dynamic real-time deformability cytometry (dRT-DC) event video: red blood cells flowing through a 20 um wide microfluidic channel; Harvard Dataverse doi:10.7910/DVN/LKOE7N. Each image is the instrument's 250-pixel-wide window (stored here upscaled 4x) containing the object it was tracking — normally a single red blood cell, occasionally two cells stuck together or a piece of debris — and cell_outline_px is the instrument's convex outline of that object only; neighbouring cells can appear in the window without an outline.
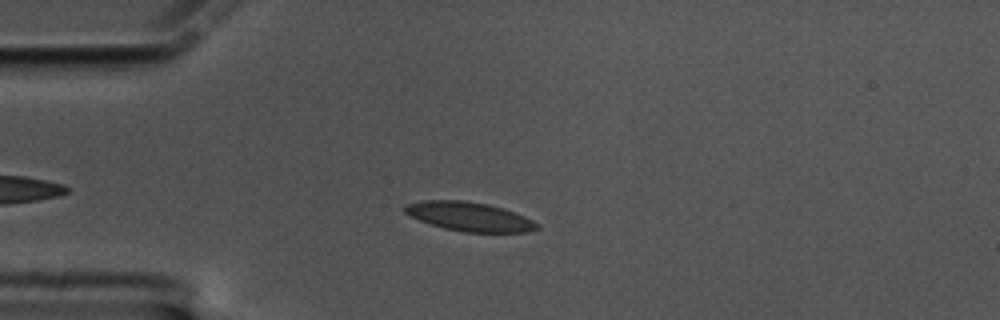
{"species": "common noctule bat (a hibernating species)", "species_latin": "Nyctalus noctula", "temperature_condition": "cold", "stored_images_in_passage": 45, "camera_frame_rate_fps": 3000, "um_per_image_px": 0.085, "animal": {"sex": "male", "body_mass_g": 17.5, "forearm_length_mm": 52.3}, "frame": {"image": 1, "passage_image": 9, "time_ms": 2.667, "image_size_px": [1000, 320], "cell_outline_px": [[540, 228], [528, 232], [464, 232], [444, 228], [428, 224], [404, 212], [404, 204], [424, 200], [464, 200], [488, 204], [504, 208], [524, 216], [540, 224]], "centroid_in_image_um": [39.91, 18.41], "position_along_channel_um": 45.1, "area_um2": 22.48}}
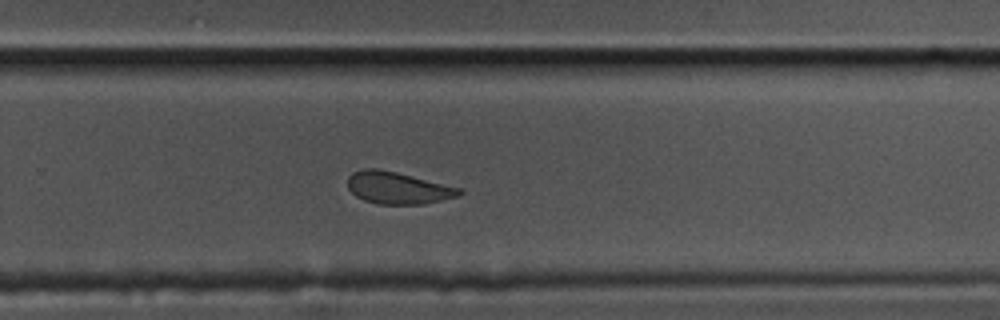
{"frame": {"image": 2, "passage_image": 33, "time_ms": 10.667, "image_size_px": [1000, 320], "cell_outline_px": [[464, 192], [460, 196], [424, 204], [380, 204], [364, 200], [356, 196], [348, 188], [348, 176], [352, 172], [364, 168], [376, 168], [396, 172], [460, 188]], "centroid_in_image_um": [33.81, 15.97], "position_along_channel_um": 296.0, "area_um2": 20.75}}
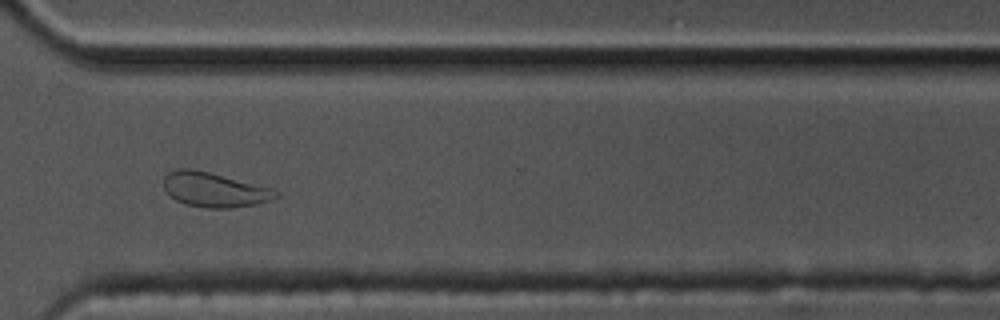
{"frame": {"image": 3, "passage_image": 38, "time_ms": 12.333, "image_size_px": [1000, 320], "cell_outline_px": [[280, 196], [256, 204], [232, 208], [208, 208], [188, 204], [176, 200], [168, 196], [164, 188], [164, 176], [168, 172], [176, 168], [192, 168], [272, 188], [280, 192]], "centroid_in_image_um": [18.19, 16.12], "position_along_channel_um": 352.4, "area_um2": 22.6}, "authors_computed_cell_mechanics": {"area_um2": 21.964, "velocity_mm_per_s": 3.3683, "shape_relaxation_time_tau1_ms": 8.4901, "shape_relaxation_time_tau2_ms": 2.3703, "deformation_change_tau1": 0.1647, "deformation_change_tau2": 0.0927}}